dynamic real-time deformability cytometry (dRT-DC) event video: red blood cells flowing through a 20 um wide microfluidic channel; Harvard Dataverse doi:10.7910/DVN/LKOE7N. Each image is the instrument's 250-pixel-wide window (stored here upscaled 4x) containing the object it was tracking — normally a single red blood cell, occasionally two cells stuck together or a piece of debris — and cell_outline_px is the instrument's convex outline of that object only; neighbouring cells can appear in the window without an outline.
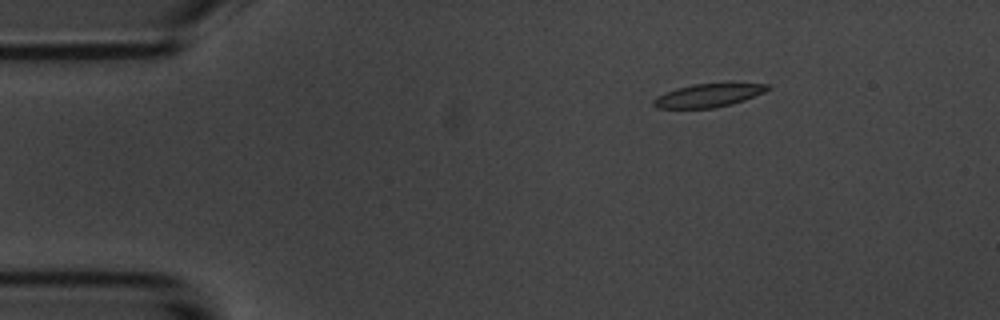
{"species": "common noctule bat (a hibernating species)", "species_latin": "Nyctalus noctula", "temperature_condition": "room temperature", "stored_images_in_passage": 3, "camera_frame_rate_fps": 3000, "um_per_image_px": 0.085, "animal": {"sex": "male", "body_mass_g": 20.1, "forearm_length_mm": 53.5}, "frame": {"image": 1, "passage_image": 1, "time_ms": 0.0, "image_size_px": [1000, 320], "cell_outline_px": [[772, 88], [764, 92], [744, 100], [732, 104], [716, 108], [656, 108], [652, 104], [652, 100], [656, 96], [676, 88], [696, 84], [768, 84]], "centroid_in_image_um": [60.17, 8.13], "position_along_channel_um": 24.8, "area_um2": 15.32}}